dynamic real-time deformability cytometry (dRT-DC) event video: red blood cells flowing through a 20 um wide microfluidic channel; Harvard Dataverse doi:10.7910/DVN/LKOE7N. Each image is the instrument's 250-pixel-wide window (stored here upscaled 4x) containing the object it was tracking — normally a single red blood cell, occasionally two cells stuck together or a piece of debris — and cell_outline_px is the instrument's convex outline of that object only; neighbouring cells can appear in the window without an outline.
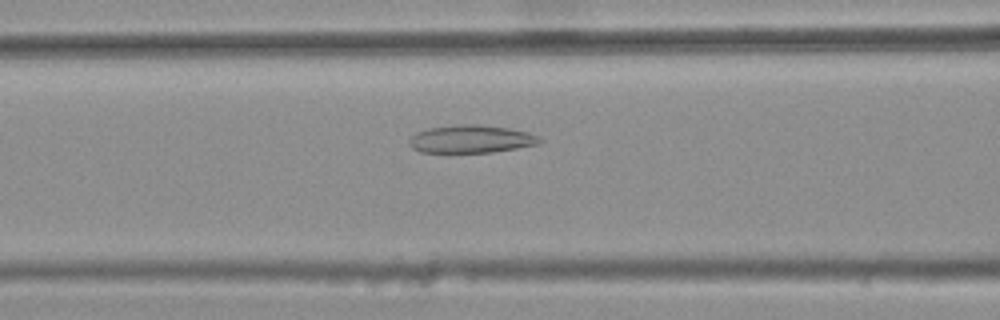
{"species": "common noctule bat (a hibernating species)", "species_latin": "Nyctalus noctula", "temperature_condition": "warm", "stored_images_in_passage": 39, "camera_frame_rate_fps": 3000, "um_per_image_px": 0.085, "animal": {"sex": "female", "body_mass_g": 25.1}, "frame": {"image": 1, "passage_image": 12, "time_ms": 3.667, "image_size_px": [1000, 320], "cell_outline_px": [[544, 140], [540, 144], [492, 152], [420, 152], [412, 148], [408, 144], [408, 140], [416, 132], [428, 128], [460, 124], [476, 124], [508, 128], [528, 132], [540, 136]], "centroid_in_image_um": [40.06, 11.81], "position_along_channel_um": 126.5, "area_um2": 21.27}}
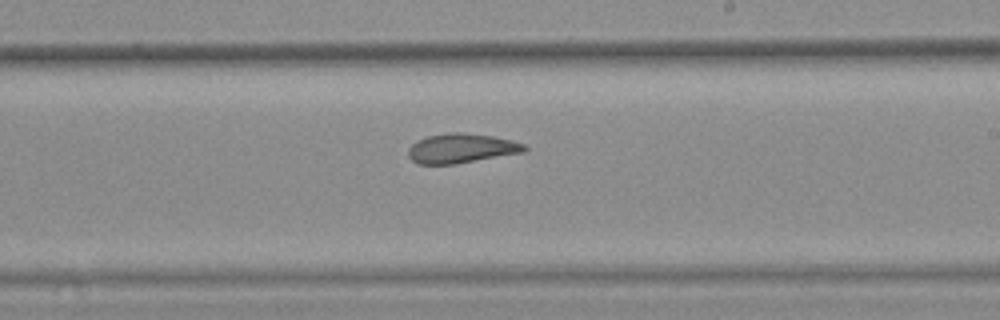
{"frame": {"image": 2, "passage_image": 22, "time_ms": 7.0, "image_size_px": [1000, 320], "cell_outline_px": [[528, 148], [524, 152], [456, 164], [420, 164], [412, 160], [408, 156], [408, 148], [416, 140], [428, 136], [448, 132], [464, 132], [492, 136], [512, 140], [524, 144]], "centroid_in_image_um": [39.2, 12.6], "position_along_channel_um": 249.8, "area_um2": 20.06}}
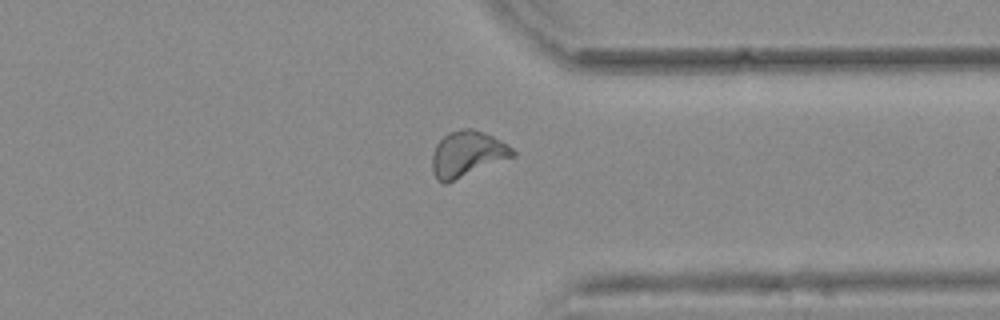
{"frame": {"image": 3, "passage_image": 32, "time_ms": 10.333, "image_size_px": [1000, 320], "cell_outline_px": [[516, 156], [448, 184], [444, 184], [432, 172], [432, 156], [436, 144], [448, 132], [460, 128], [472, 128], [492, 136], [508, 144], [516, 152]], "centroid_in_image_um": [39.73, 13.1], "position_along_channel_um": 371.7, "area_um2": 21.79}, "authors_computed_cell_mechanics": {"area_um2": 20.4612, "velocity_mm_per_s": 3.708, "shape_relaxation_time_tau1_ms": null, "shape_relaxation_time_tau2_ms": 2.7228, "deformation_change_tau1": null, "deformation_change_tau2": 0.0977}}